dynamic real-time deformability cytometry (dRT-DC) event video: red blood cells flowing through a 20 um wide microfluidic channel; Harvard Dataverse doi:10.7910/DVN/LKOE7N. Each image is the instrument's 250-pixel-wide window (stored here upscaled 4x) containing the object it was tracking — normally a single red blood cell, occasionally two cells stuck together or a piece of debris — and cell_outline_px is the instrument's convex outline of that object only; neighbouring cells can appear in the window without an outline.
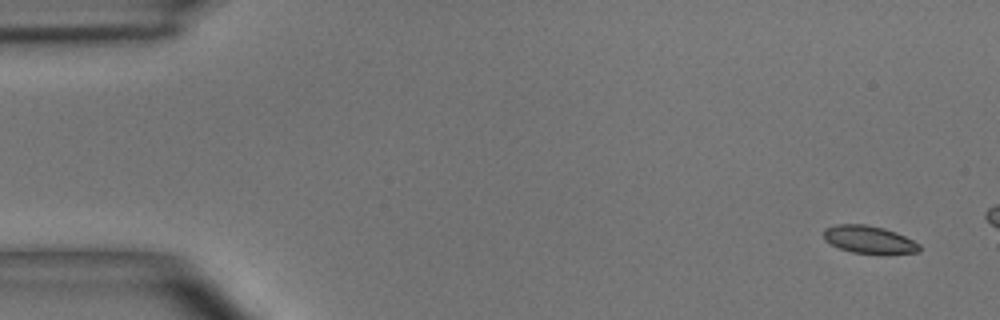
{"species": "common noctule bat (a hibernating species)", "species_latin": "Nyctalus noctula", "temperature_condition": "room temperature", "stored_images_in_passage": 4, "camera_frame_rate_fps": 3000, "um_per_image_px": 0.085, "animal": {"sex": "male", "body_mass_g": 15.6}, "frame": {"image": 1, "passage_image": 1, "time_ms": 0.0, "image_size_px": [1000, 320], "cell_outline_px": [[920, 252], [880, 256], [852, 252], [840, 248], [824, 240], [824, 228], [836, 224], [864, 224], [884, 228], [896, 232], [920, 244]], "centroid_in_image_um": [73.9, 20.4], "position_along_channel_um": 11.1, "area_um2": 15.9}}